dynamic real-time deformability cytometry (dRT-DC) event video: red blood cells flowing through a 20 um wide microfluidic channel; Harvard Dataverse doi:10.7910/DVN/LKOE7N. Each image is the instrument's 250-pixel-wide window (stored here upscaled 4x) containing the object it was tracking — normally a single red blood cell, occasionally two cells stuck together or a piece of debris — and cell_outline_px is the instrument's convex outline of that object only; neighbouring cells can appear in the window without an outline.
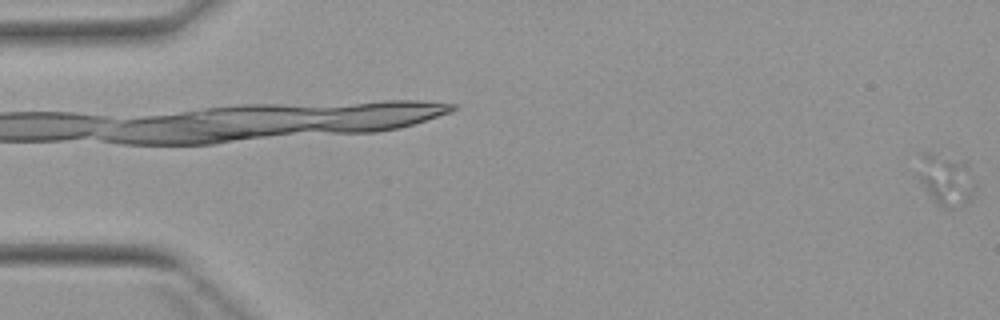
{"species": "Egyptian fruit bat (a non-hibernating species)", "species_latin": "Rousettus aegyptiacus", "temperature_condition": "warm", "stored_images_in_passage": 6, "camera_frame_rate_fps": 3000, "um_per_image_px": 0.085, "animal": {"sex": "female"}, "frame": {"image": 1, "passage_image": 1, "time_ms": 0.0, "image_size_px": [1000, 320], "cell_outline_px": [[976, 196], [964, 204], [948, 212], [936, 204], [924, 188], [916, 176], [920, 152], [928, 152], [968, 160], [976, 180]], "centroid_in_image_um": [80.46, 15.28], "position_along_channel_um": 4.5, "area_um2": 18.5}}
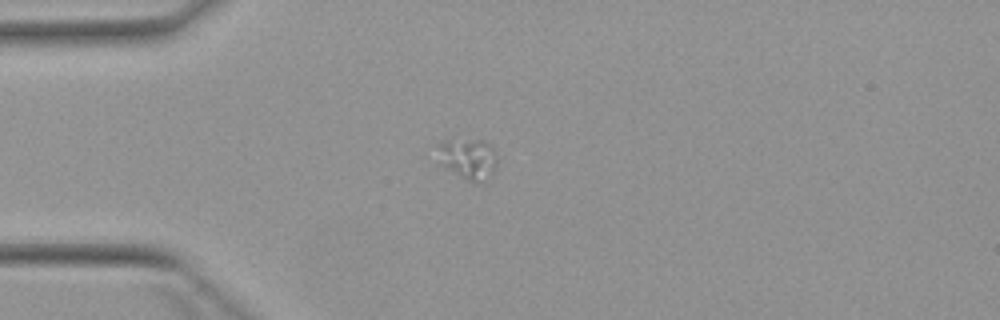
{"frame": {"image": 2, "passage_image": 5, "time_ms": 4.667, "image_size_px": [1000, 320], "cell_outline_px": [[496, 168], [492, 172], [476, 184], [472, 184], [444, 168], [440, 164], [436, 144], [440, 140], [484, 140], [492, 148], [496, 156]], "centroid_in_image_um": [39.72, 13.49], "position_along_channel_um": 45.3, "area_um2": 14.33}}